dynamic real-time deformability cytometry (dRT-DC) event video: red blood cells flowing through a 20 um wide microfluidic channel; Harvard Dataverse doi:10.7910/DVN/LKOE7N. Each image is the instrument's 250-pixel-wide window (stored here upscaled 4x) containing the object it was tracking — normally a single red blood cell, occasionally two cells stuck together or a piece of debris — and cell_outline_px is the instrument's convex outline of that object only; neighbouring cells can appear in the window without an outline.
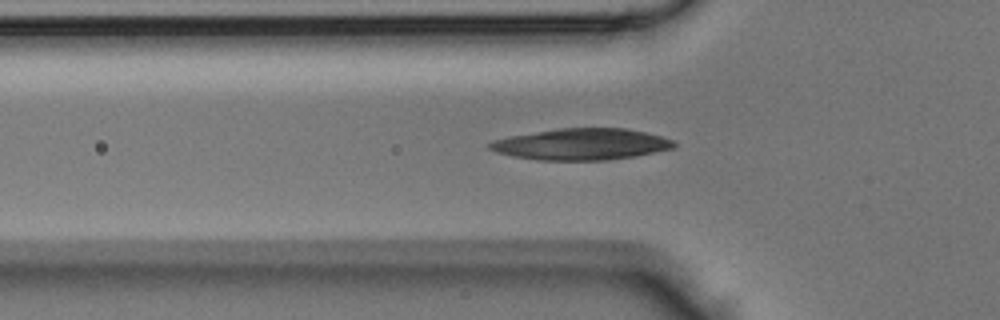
{"species": "Egyptian fruit bat (a non-hibernating species)", "species_latin": "Rousettus aegyptiacus", "temperature_condition": "room temperature", "stored_images_in_passage": 36, "camera_frame_rate_fps": 3000, "um_per_image_px": 0.085, "animal": {"sex": "male"}, "frame": {"image": 1, "passage_image": 11, "time_ms": 3.333, "image_size_px": [1000, 320], "cell_outline_px": [[676, 148], [636, 156], [608, 160], [540, 160], [512, 156], [496, 152], [488, 148], [488, 144], [492, 140], [508, 136], [556, 128], [624, 128], [644, 132], [660, 136], [672, 140], [676, 144]], "centroid_in_image_um": [49.4, 12.26], "position_along_channel_um": 76.4, "area_um2": 33.87}}
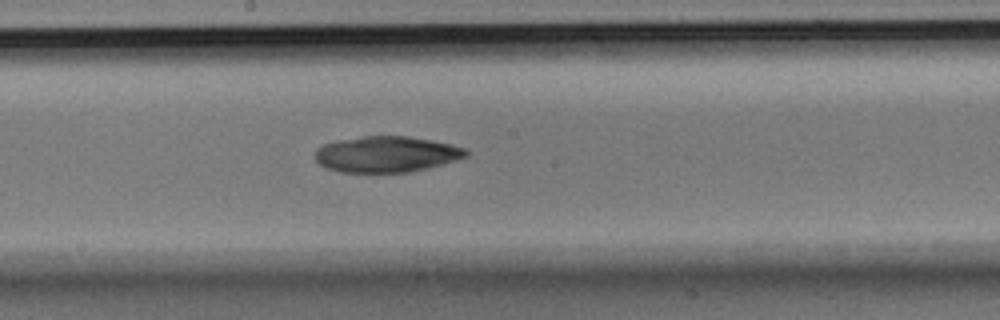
{"frame": {"image": 2, "passage_image": 20, "time_ms": 6.333, "image_size_px": [1000, 320], "cell_outline_px": [[468, 156], [456, 160], [428, 168], [408, 172], [340, 172], [324, 168], [312, 156], [316, 148], [324, 144], [340, 140], [364, 136], [408, 136], [432, 140], [452, 144], [464, 148], [468, 152]], "centroid_in_image_um": [32.82, 13.11], "position_along_channel_um": 215.4, "area_um2": 31.79}}
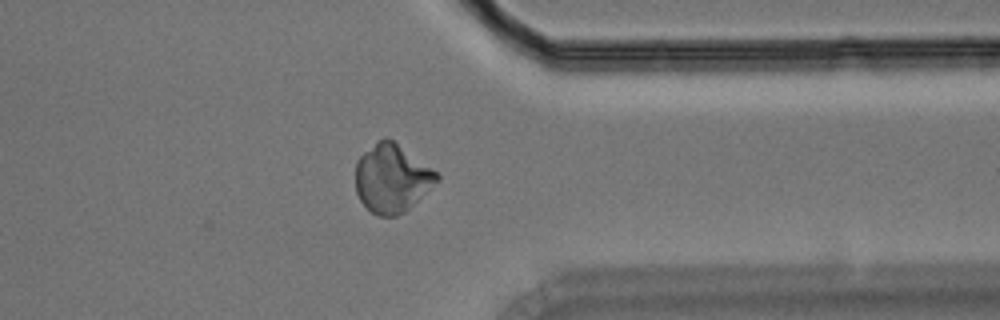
{"frame": {"image": 3, "passage_image": 31, "time_ms": 10.0, "image_size_px": [1000, 320], "cell_outline_px": [[440, 180], [404, 212], [396, 216], [376, 216], [360, 200], [356, 192], [356, 160], [376, 140], [384, 136], [388, 136], [440, 172]], "centroid_in_image_um": [33.33, 15.11], "position_along_channel_um": 378.1, "area_um2": 32.83}}